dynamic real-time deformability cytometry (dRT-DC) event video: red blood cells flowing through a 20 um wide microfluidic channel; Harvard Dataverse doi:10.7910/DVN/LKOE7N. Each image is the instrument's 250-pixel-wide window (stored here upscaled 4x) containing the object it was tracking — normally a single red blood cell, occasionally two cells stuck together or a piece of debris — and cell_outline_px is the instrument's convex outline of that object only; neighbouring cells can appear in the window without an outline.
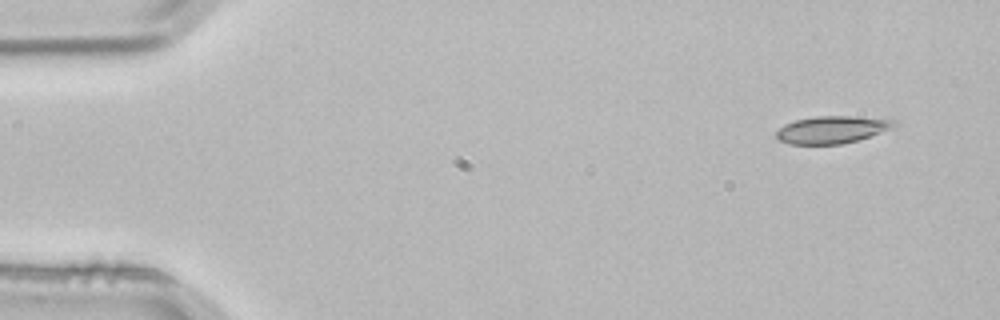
{"species": "common noctule bat (a hibernating species)", "species_latin": "Nyctalus noctula", "temperature_condition": "room temperature", "stored_images_in_passage": 3, "camera_frame_rate_fps": 3000, "um_per_image_px": 0.085, "animal": {"sex": "male", "body_mass_g": 21.5, "forearm_length_mm": 52.0}, "frame": {"image": 1, "passage_image": 1, "time_ms": 0.0, "image_size_px": [1000, 320], "cell_outline_px": [[900, 120], [896, 124], [880, 132], [856, 140], [840, 144], [788, 144], [780, 140], [776, 136], [776, 132], [784, 124], [796, 120], [816, 116], [852, 116]], "centroid_in_image_um": [70.69, 11.01], "position_along_channel_um": 14.3, "area_um2": 18.5}}
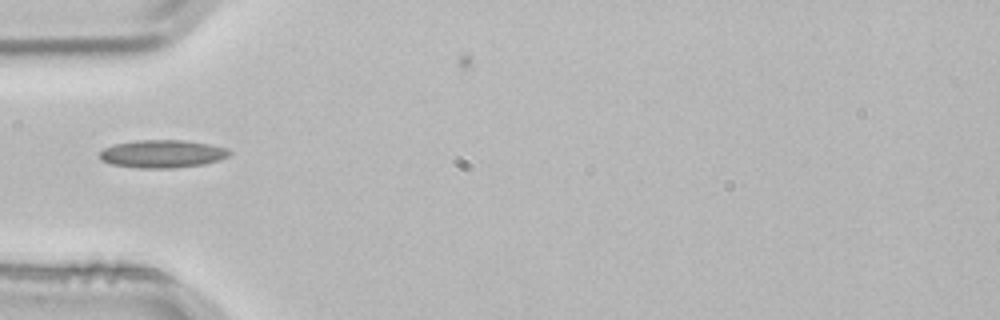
{"frame": {"image": 2, "passage_image": 3, "time_ms": 0.667, "image_size_px": [1000, 320], "cell_outline_px": [[232, 152], [228, 156], [220, 160], [204, 164], [172, 168], [140, 168], [112, 164], [100, 160], [100, 152], [104, 148], [116, 144], [136, 140], [184, 140], [208, 144], [228, 148]], "centroid_in_image_um": [13.82, 13.07], "position_along_channel_um": 71.2, "area_um2": 21.04}}